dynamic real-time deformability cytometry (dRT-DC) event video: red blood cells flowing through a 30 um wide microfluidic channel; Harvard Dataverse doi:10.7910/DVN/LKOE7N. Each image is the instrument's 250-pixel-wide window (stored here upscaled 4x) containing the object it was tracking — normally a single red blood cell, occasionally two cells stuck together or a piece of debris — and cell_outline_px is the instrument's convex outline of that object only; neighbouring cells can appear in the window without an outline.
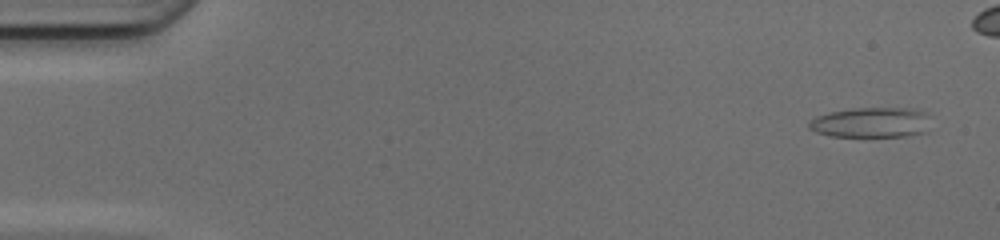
{"species": "common noctule bat (a hibernating species)", "species_latin": "Nyctalus noctula", "temperature_condition": "cold", "stored_images_in_passage": 45, "camera_frame_rate_fps": 3000, "um_per_image_px": 0.085, "animal": {"sex": "female", "body_mass_g": 17.0, "forearm_length_mm": 48.0}, "frame": {"image": 1, "passage_image": 3, "time_ms": 0.667, "image_size_px": [1000, 240], "cell_outline_px": [[924, 132], [904, 136], [832, 136], [816, 132], [808, 128], [808, 120], [816, 116], [832, 112], [856, 108], [904, 108], [924, 112]], "centroid_in_image_um": [73.9, 10.41], "position_along_channel_um": 11.1, "area_um2": 20.69}}
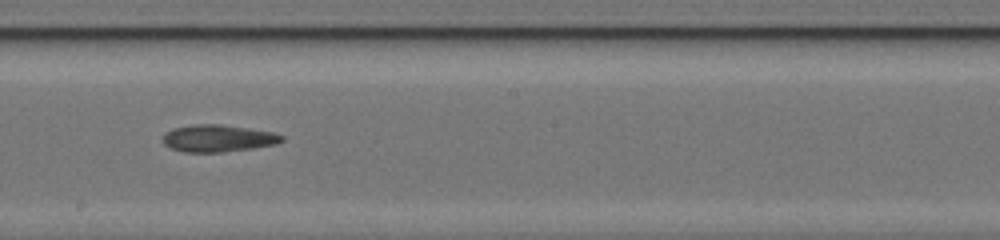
{"frame": {"image": 2, "passage_image": 29, "time_ms": 9.333, "image_size_px": [1000, 240], "cell_outline_px": [[284, 140], [276, 144], [252, 148], [224, 152], [184, 152], [172, 148], [164, 144], [164, 132], [172, 128], [192, 124], [220, 124], [272, 132], [284, 136]], "centroid_in_image_um": [18.51, 11.75], "position_along_channel_um": 229.7, "area_um2": 18.73}}
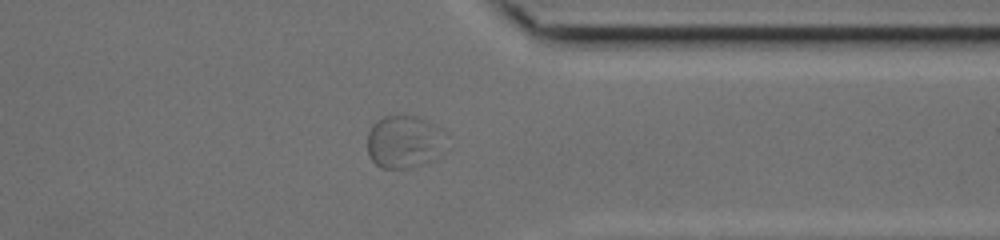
{"frame": {"image": 3, "passage_image": 40, "time_ms": 13.0, "image_size_px": [1000, 240], "cell_outline_px": [[444, 152], [440, 156], [424, 164], [412, 168], [380, 168], [368, 156], [368, 132], [372, 124], [376, 120], [384, 116], [416, 116], [428, 120], [440, 128]], "centroid_in_image_um": [34.33, 12.07], "position_along_channel_um": 377.1, "area_um2": 24.33}}